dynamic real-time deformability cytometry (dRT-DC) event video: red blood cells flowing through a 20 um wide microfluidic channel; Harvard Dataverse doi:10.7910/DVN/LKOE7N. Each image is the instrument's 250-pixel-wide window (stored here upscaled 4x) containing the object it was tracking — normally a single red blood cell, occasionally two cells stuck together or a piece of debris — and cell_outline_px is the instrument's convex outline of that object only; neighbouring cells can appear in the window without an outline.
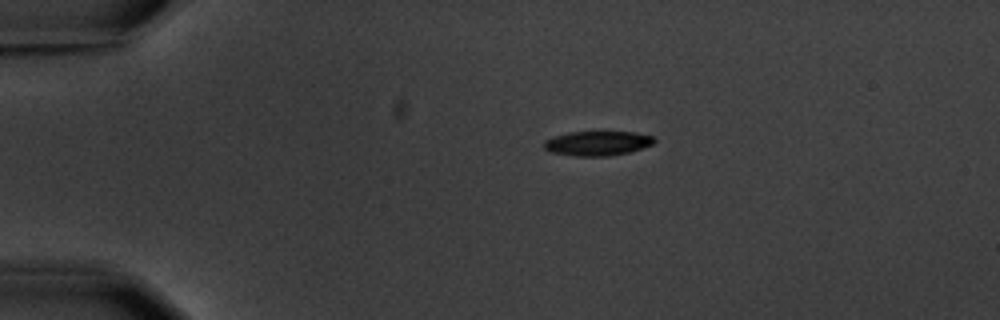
{"species": "common noctule bat (a hibernating species)", "species_latin": "Nyctalus noctula", "temperature_condition": "warm", "stored_images_in_passage": 9, "camera_frame_rate_fps": 3000, "um_per_image_px": 0.085, "animal": {"sex": "male", "body_mass_g": 20.1, "forearm_length_mm": 53.5}, "frame": {"image": 1, "passage_image": 1, "time_ms": 0.0, "image_size_px": [1000, 320], "cell_outline_px": [[656, 140], [652, 144], [628, 152], [608, 156], [576, 156], [552, 152], [544, 148], [544, 140], [568, 132], [636, 132], [652, 136]], "centroid_in_image_um": [50.78, 12.17], "position_along_channel_um": 34.2, "area_um2": 15.55}}
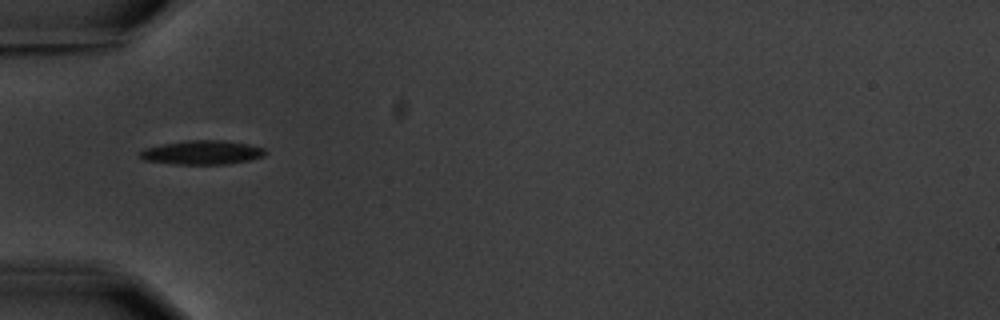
{"frame": {"image": 2, "passage_image": 3, "time_ms": 2.333, "image_size_px": [1000, 320], "cell_outline_px": [[268, 152], [264, 156], [248, 160], [228, 164], [172, 164], [144, 160], [140, 156], [140, 152], [144, 148], [164, 144], [188, 140], [224, 140], [248, 144], [264, 148]], "centroid_in_image_um": [17.2, 12.96], "position_along_channel_um": 67.8, "area_um2": 17.51}}